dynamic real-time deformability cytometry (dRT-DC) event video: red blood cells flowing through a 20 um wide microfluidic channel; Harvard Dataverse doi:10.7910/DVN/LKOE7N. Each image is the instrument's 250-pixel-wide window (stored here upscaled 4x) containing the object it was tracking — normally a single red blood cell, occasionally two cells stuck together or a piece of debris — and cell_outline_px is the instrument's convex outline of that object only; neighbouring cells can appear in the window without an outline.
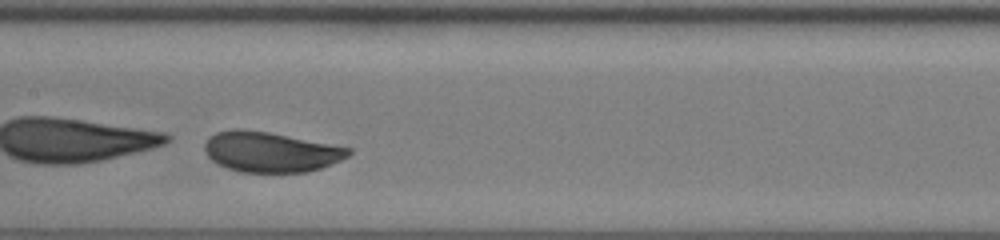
{"species": "human", "species_latin": "Homo sapiens", "temperature_condition": "room temperature", "stored_images_in_passage": 30, "camera_frame_rate_fps": 3000, "um_per_image_px": 0.085, "donor": {"sex": "female"}, "frame": {"image": 1, "passage_image": 13, "time_ms": 4.0, "image_size_px": [1000, 240], "cell_outline_px": [[352, 152], [348, 156], [340, 160], [320, 168], [304, 172], [240, 172], [216, 164], [208, 156], [204, 148], [204, 144], [208, 136], [216, 132], [232, 128], [240, 128], [268, 132], [352, 148]], "centroid_in_image_um": [22.95, 12.9], "position_along_channel_um": 184.4, "area_um2": 33.76}}
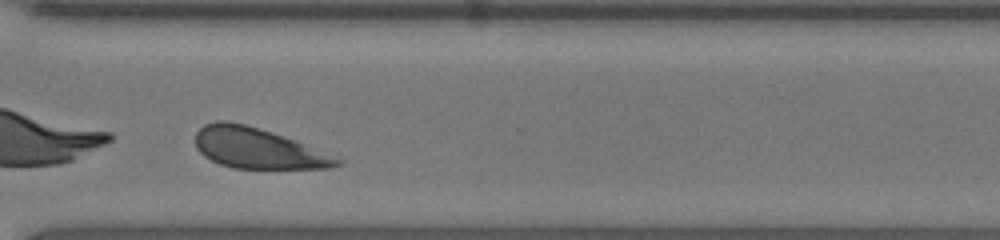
{"frame": {"image": 2, "passage_image": 26, "time_ms": 8.333, "image_size_px": [1000, 240], "cell_outline_px": [[344, 164], [332, 168], [232, 168], [220, 164], [204, 156], [196, 148], [196, 132], [204, 124], [216, 120], [224, 120], [244, 124], [272, 132], [284, 136], [344, 160]], "centroid_in_image_um": [21.9, 12.6], "position_along_channel_um": 348.7, "area_um2": 33.23}, "authors_computed_cell_mechanics": {"area_um2": 34.6511, "velocity_mm_per_s": 3.7709, "shape_relaxation_time_tau1_ms": 2.6003, "shape_relaxation_time_tau2_ms": 9.1255, "deformation_change_tau1": 0.3361, "deformation_change_tau2": 0.1628}}